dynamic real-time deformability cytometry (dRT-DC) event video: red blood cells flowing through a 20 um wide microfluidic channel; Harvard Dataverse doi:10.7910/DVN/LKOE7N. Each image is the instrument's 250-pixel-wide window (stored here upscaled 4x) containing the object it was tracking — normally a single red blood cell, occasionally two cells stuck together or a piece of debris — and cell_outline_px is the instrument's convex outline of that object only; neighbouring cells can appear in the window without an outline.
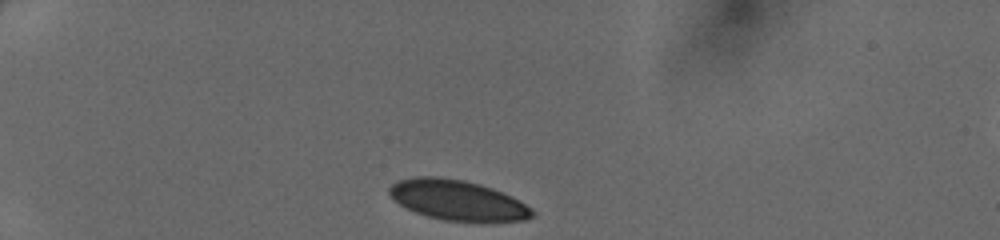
{"species": "human", "species_latin": "Homo sapiens", "temperature_condition": "cold", "stored_images_in_passage": 33, "camera_frame_rate_fps": 3000, "um_per_image_px": 0.085, "donor": {"sex": "female"}, "frame": {"image": 1, "passage_image": 1, "time_ms": 0.0, "image_size_px": [1000, 240], "cell_outline_px": [[536, 212], [532, 216], [524, 220], [444, 220], [428, 216], [416, 212], [400, 204], [388, 192], [388, 188], [392, 184], [400, 180], [416, 176], [436, 176], [464, 180], [480, 184], [492, 188], [512, 196], [520, 200], [532, 208]], "centroid_in_image_um": [38.9, 16.98], "position_along_channel_um": 46.1, "area_um2": 32.89}}
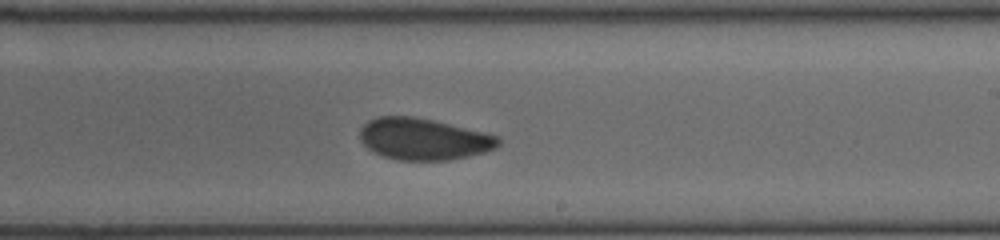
{"frame": {"image": 2, "passage_image": 19, "time_ms": 6.0, "image_size_px": [1000, 240], "cell_outline_px": [[500, 144], [496, 148], [484, 152], [468, 156], [448, 160], [400, 160], [384, 156], [368, 148], [360, 140], [360, 128], [368, 120], [376, 116], [412, 116], [432, 120], [496, 136], [500, 140]], "centroid_in_image_um": [35.95, 11.82], "position_along_channel_um": 253.0, "area_um2": 33.12}}
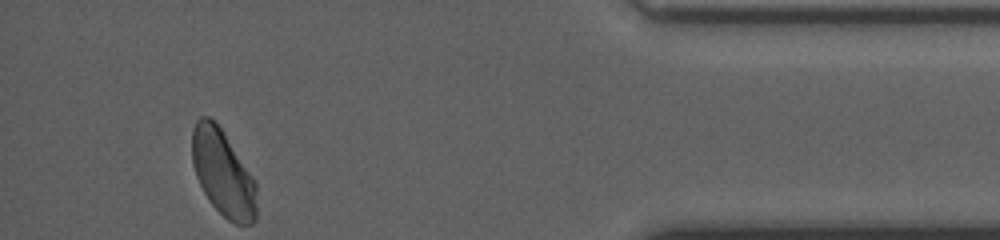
{"frame": {"image": 3, "passage_image": 33, "time_ms": 10.667, "image_size_px": [1000, 240], "cell_outline_px": [[256, 220], [252, 224], [236, 224], [228, 220], [208, 200], [196, 176], [192, 160], [192, 132], [196, 120], [200, 116], [208, 116], [220, 128], [256, 180]], "centroid_in_image_um": [18.96, 14.73], "position_along_channel_um": 416.2, "area_um2": 32.25}}